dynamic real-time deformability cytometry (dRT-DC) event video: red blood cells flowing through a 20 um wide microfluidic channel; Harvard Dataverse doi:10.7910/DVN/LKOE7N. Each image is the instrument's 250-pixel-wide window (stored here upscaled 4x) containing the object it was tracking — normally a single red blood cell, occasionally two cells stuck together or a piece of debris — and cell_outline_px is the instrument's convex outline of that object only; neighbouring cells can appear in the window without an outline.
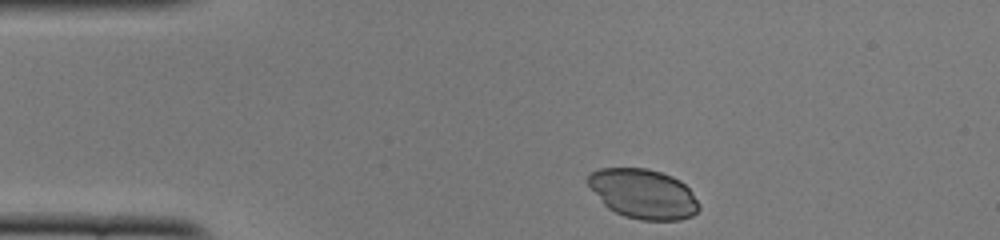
{"species": "common noctule bat (a hibernating species)", "species_latin": "Nyctalus noctula", "temperature_condition": "cold", "stored_images_in_passage": 43, "camera_frame_rate_fps": 3000, "um_per_image_px": 0.085, "animal": {"sex": "female", "body_mass_g": 22.0, "forearm_length_mm": 56.7}, "frame": {"image": 1, "passage_image": 1, "time_ms": 0.0, "image_size_px": [1000, 240], "cell_outline_px": [[700, 208], [692, 216], [680, 220], [640, 220], [624, 216], [608, 208], [604, 204], [588, 184], [588, 176], [592, 172], [600, 168], [648, 168], [672, 176], [680, 180], [692, 192], [700, 204]], "centroid_in_image_um": [54.7, 16.48], "position_along_channel_um": 30.3, "area_um2": 32.02}}